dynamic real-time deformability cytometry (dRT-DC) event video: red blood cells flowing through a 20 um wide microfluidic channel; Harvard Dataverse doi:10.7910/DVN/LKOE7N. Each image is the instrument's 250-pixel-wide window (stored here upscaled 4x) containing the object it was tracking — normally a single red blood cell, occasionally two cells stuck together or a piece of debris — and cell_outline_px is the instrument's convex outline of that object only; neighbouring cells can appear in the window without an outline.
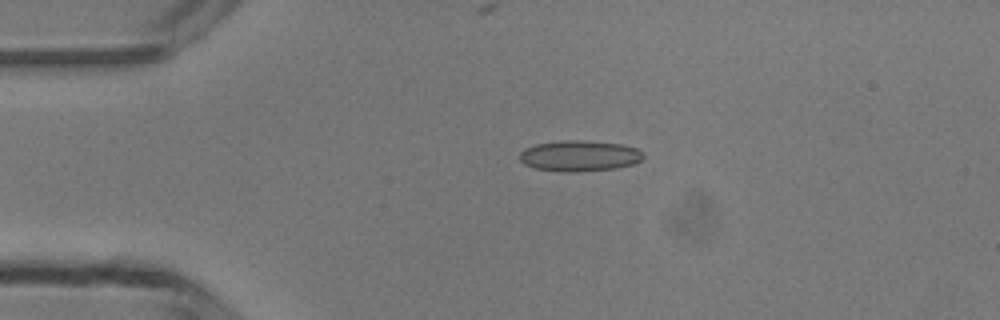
{"species": "common noctule bat (a hibernating species)", "species_latin": "Nyctalus noctula", "temperature_condition": "room temperature", "stored_images_in_passage": 39, "camera_frame_rate_fps": 3000, "um_per_image_px": 0.085, "animal": {"sex": "male", "body_mass_g": 13.3}, "frame": {"image": 1, "passage_image": 1, "time_ms": 0.0, "image_size_px": [1000, 320], "cell_outline_px": [[644, 156], [636, 164], [616, 168], [576, 172], [564, 172], [536, 168], [524, 164], [520, 160], [520, 152], [524, 148], [536, 144], [560, 140], [584, 140], [624, 144], [636, 148], [644, 152]], "centroid_in_image_um": [49.28, 13.24], "position_along_channel_um": 35.7, "area_um2": 22.48}}
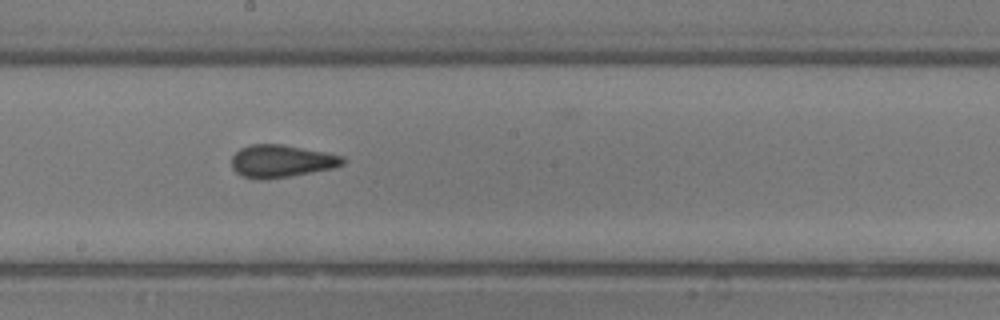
{"frame": {"image": 2, "passage_image": 17, "time_ms": 5.333, "image_size_px": [1000, 320], "cell_outline_px": [[344, 164], [332, 168], [288, 176], [264, 180], [260, 180], [244, 176], [236, 172], [232, 168], [232, 156], [240, 148], [252, 144], [280, 144], [324, 152], [344, 156]], "centroid_in_image_um": [23.89, 13.69], "position_along_channel_um": 224.3, "area_um2": 20.81}}
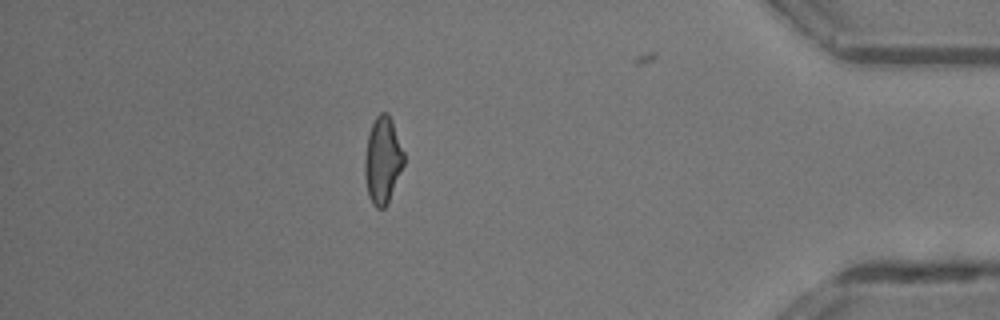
{"frame": {"image": 3, "passage_image": 33, "time_ms": 10.667, "image_size_px": [1000, 320], "cell_outline_px": [[404, 164], [388, 204], [384, 208], [376, 208], [372, 204], [368, 196], [364, 176], [364, 160], [368, 132], [376, 116], [380, 112], [388, 112], [392, 120], [404, 152]], "centroid_in_image_um": [32.52, 13.63], "position_along_channel_um": 402.7, "area_um2": 20.06}, "authors_computed_cell_mechanics": {"area_um2": 20.4612, "velocity_mm_per_s": 4.1985, "shape_relaxation_time_tau1_ms": 7.808, "shape_relaxation_time_tau2_ms": 1.7745, "deformation_change_tau1": 0.1691, "deformation_change_tau2": 0.0789}}